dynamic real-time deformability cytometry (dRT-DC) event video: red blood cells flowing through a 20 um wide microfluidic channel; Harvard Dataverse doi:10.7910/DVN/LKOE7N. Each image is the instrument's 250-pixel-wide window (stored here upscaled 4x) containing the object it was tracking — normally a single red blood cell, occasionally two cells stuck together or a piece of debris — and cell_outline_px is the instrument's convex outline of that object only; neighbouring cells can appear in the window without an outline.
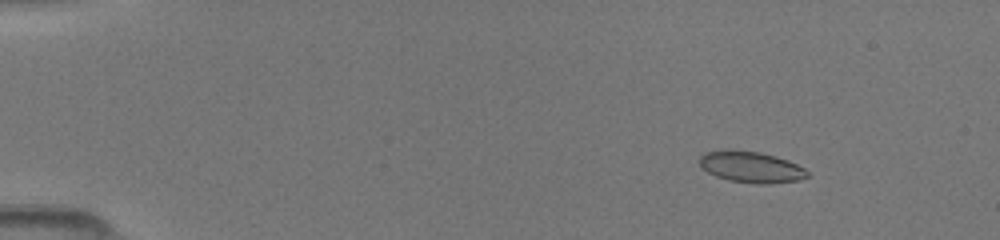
{"species": "common noctule bat (a hibernating species)", "species_latin": "Nyctalus noctula", "temperature_condition": "room temperature", "stored_images_in_passage": 15, "camera_frame_rate_fps": 3000, "um_per_image_px": 0.085, "animal": {"sex": "female", "body_mass_g": 19.5, "forearm_length_mm": 54.1}, "frame": {"image": 1, "passage_image": 5, "time_ms": 2.0, "image_size_px": [1000, 240], "cell_outline_px": [[808, 176], [800, 180], [768, 184], [756, 184], [728, 180], [716, 176], [700, 168], [700, 156], [704, 152], [724, 148], [732, 148], [760, 152], [776, 156], [788, 160], [804, 168], [808, 172]], "centroid_in_image_um": [63.8, 14.17], "position_along_channel_um": 21.2, "area_um2": 20.06}}
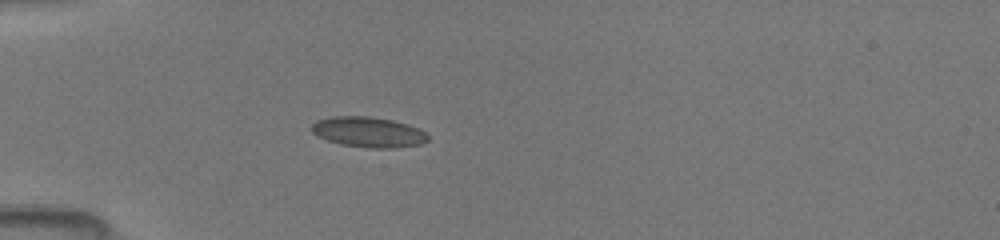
{"frame": {"image": 2, "passage_image": 12, "time_ms": 5.0, "image_size_px": [1000, 240], "cell_outline_px": [[428, 140], [420, 144], [396, 148], [368, 148], [340, 144], [328, 140], [312, 132], [312, 124], [316, 120], [332, 116], [368, 116], [392, 120], [416, 128], [424, 132], [428, 136]], "centroid_in_image_um": [31.29, 11.23], "position_along_channel_um": 53.7, "area_um2": 20.35}}
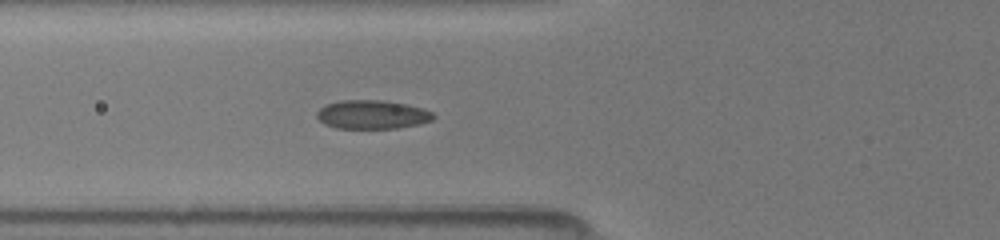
{"frame": {"image": 3, "passage_image": 15, "time_ms": 6.333, "image_size_px": [1000, 240], "cell_outline_px": [[436, 116], [432, 120], [420, 124], [396, 128], [336, 128], [324, 124], [316, 116], [316, 112], [324, 104], [340, 100], [380, 100], [408, 104], [424, 108], [432, 112]], "centroid_in_image_um": [31.63, 9.73], "position_along_channel_um": 94.2, "area_um2": 19.71}}